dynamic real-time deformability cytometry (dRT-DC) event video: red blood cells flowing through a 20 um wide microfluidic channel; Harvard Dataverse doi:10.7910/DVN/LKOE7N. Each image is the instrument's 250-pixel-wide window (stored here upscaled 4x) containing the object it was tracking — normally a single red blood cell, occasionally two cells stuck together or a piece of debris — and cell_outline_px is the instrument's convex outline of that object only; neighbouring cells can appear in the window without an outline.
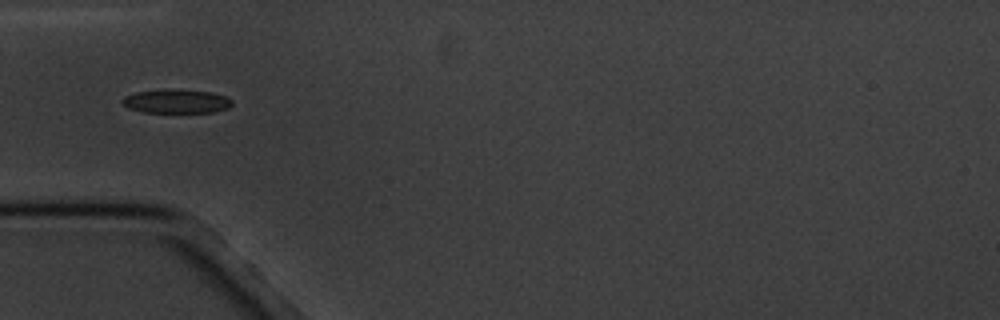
{"species": "common noctule bat (a hibernating species)", "species_latin": "Nyctalus noctula", "temperature_condition": "cold", "stored_images_in_passage": 10, "camera_frame_rate_fps": 3000, "um_per_image_px": 0.085, "animal": {"sex": "male", "body_mass_g": 20.1, "forearm_length_mm": 53.5}, "frame": {"image": 1, "passage_image": 3, "time_ms": 2.333, "image_size_px": [1000, 320], "cell_outline_px": [[232, 104], [228, 108], [216, 112], [144, 112], [128, 108], [120, 100], [124, 96], [136, 92], [164, 88], [212, 92], [224, 96], [232, 100]], "centroid_in_image_um": [14.97, 8.6], "position_along_channel_um": 70.0, "area_um2": 15.37}}
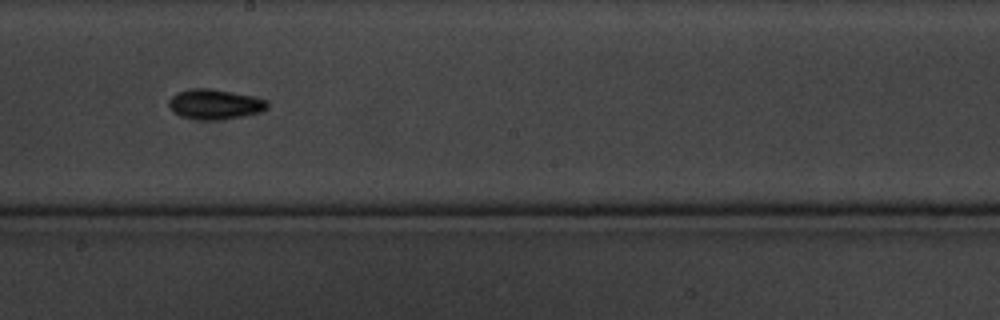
{"frame": {"image": 2, "passage_image": 7, "time_ms": 7.0, "image_size_px": [1000, 320], "cell_outline_px": [[268, 108], [260, 112], [244, 116], [220, 120], [204, 120], [180, 116], [172, 112], [168, 104], [168, 100], [172, 96], [180, 92], [192, 88], [208, 88], [232, 92], [252, 96], [268, 100]], "centroid_in_image_um": [18.27, 8.87], "position_along_channel_um": 229.9, "area_um2": 17.28}}
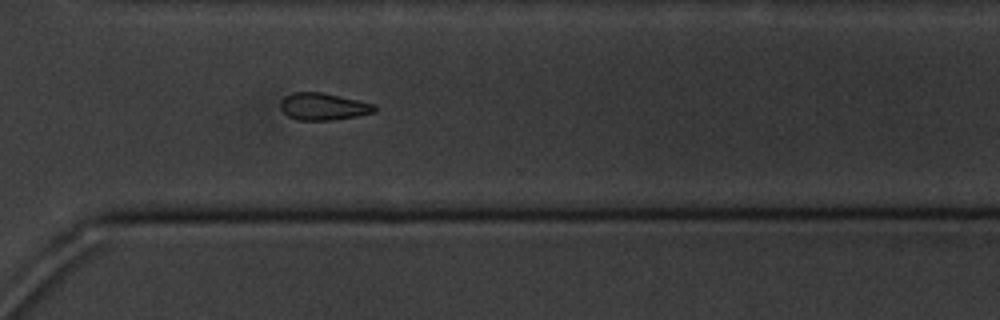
{"frame": {"image": 3, "passage_image": 10, "time_ms": 10.333, "image_size_px": [1000, 320], "cell_outline_px": [[376, 112], [356, 116], [332, 120], [300, 120], [288, 116], [280, 108], [280, 100], [284, 96], [292, 92], [324, 92], [376, 104]], "centroid_in_image_um": [27.48, 9.04], "position_along_channel_um": 343.1, "area_um2": 15.03}}